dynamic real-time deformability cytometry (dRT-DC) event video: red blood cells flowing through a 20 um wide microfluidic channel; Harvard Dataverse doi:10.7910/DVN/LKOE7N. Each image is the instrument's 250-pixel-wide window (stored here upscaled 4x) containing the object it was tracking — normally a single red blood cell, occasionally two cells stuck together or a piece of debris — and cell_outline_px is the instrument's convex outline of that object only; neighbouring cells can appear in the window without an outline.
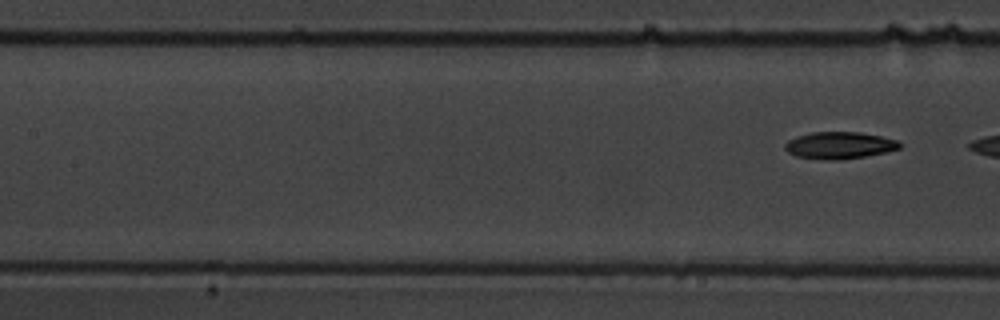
{"species": "common noctule bat (a hibernating species)", "species_latin": "Nyctalus noctula", "temperature_condition": "warm", "stored_images_in_passage": 8, "segment_of_instrument_passage": [2, 2], "camera_frame_rate_fps": 3000, "um_per_image_px": 0.085, "animal": {"sex": "male", "body_mass_g": 19.5, "forearm_length_mm": 54.6}, "frame": {"image": 1, "passage_image": 8, "time_ms": 10.333, "image_size_px": [1000, 320], "cell_outline_px": [[900, 148], [884, 152], [864, 156], [840, 160], [824, 160], [796, 156], [788, 152], [784, 148], [784, 144], [788, 140], [796, 136], [812, 132], [860, 132], [900, 140]], "centroid_in_image_um": [71.33, 12.35], "position_along_channel_um": 136.1, "area_um2": 18.03}}